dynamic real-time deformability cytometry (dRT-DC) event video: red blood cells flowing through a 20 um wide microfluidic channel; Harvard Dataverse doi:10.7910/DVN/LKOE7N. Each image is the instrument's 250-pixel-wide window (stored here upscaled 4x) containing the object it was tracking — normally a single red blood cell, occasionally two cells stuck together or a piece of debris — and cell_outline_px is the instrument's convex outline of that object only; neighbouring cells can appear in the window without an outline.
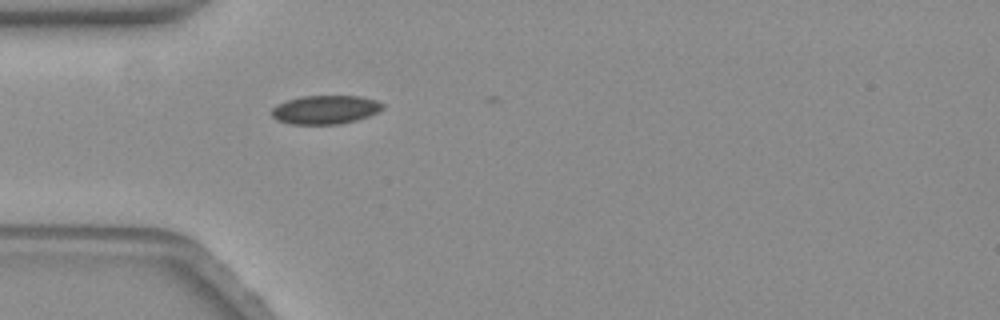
{"species": "common noctule bat (a hibernating species)", "species_latin": "Nyctalus noctula", "temperature_condition": "warm", "stored_images_in_passage": 6, "camera_frame_rate_fps": 3000, "um_per_image_px": 0.085, "animal": {"sex": "female", "body_mass_g": 19.3, "forearm_length_mm": 54.1}, "frame": {"image": 1, "passage_image": 2, "time_ms": 0.333, "image_size_px": [1000, 320], "cell_outline_px": [[384, 108], [368, 116], [356, 120], [340, 124], [292, 124], [276, 120], [268, 112], [276, 104], [300, 96], [360, 96], [376, 100], [384, 104]], "centroid_in_image_um": [27.61, 9.32], "position_along_channel_um": 57.4, "area_um2": 18.67}}
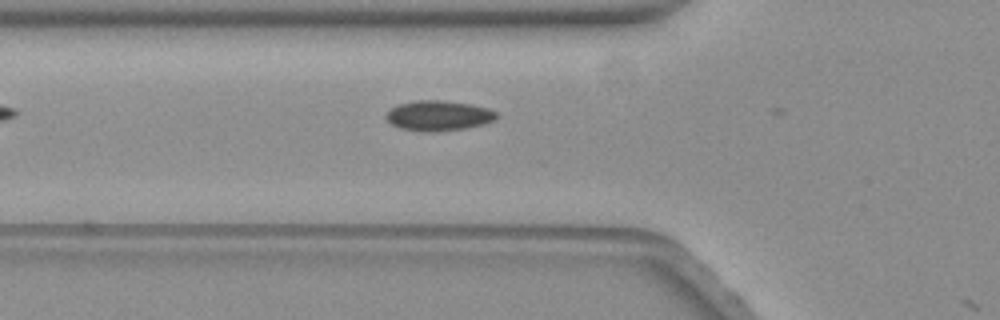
{"frame": {"image": 2, "passage_image": 5, "time_ms": 1.333, "image_size_px": [1000, 320], "cell_outline_px": [[496, 120], [484, 124], [468, 128], [424, 132], [400, 128], [392, 124], [384, 116], [396, 104], [416, 100], [444, 100], [472, 104], [488, 108], [496, 112]], "centroid_in_image_um": [37.28, 9.82], "position_along_channel_um": 88.5, "area_um2": 19.48}}